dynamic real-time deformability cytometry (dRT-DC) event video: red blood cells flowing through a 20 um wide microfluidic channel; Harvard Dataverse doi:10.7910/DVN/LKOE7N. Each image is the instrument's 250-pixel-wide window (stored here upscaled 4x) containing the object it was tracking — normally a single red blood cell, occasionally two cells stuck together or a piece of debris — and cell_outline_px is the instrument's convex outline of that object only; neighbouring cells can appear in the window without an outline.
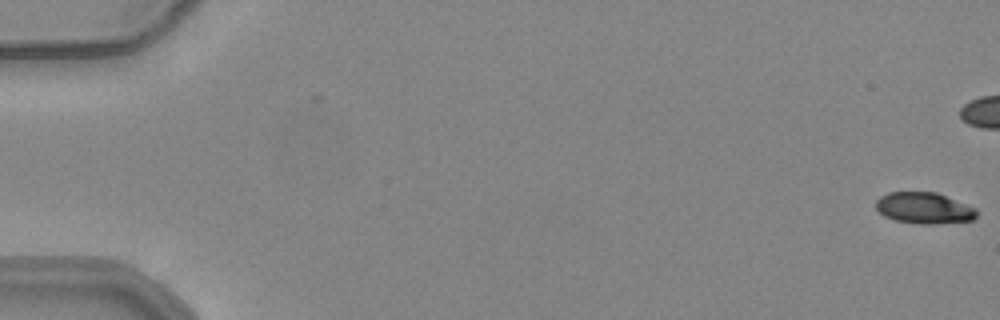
{"species": "common noctule bat (a hibernating species)", "species_latin": "Nyctalus noctula", "temperature_condition": "warm", "stored_images_in_passage": 22, "camera_frame_rate_fps": 3000, "um_per_image_px": 0.085, "animal": {"sex": "female", "body_mass_g": 24.6, "forearm_length_mm": 56.2}, "frame": {"image": 1, "passage_image": 1, "time_ms": 0.0, "image_size_px": [1000, 320], "cell_outline_px": [[976, 216], [972, 220], [932, 224], [920, 224], [896, 220], [884, 216], [876, 208], [876, 200], [880, 196], [888, 192], [936, 192], [976, 208]], "centroid_in_image_um": [78.52, 17.68], "position_along_channel_um": 6.5, "area_um2": 18.21}}